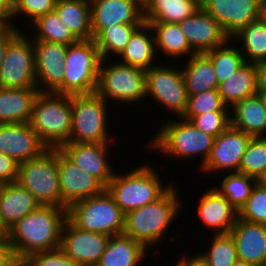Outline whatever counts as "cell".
<instances>
[{"instance_id":"816d5d0a","label":"cell","mask_w":266,"mask_h":266,"mask_svg":"<svg viewBox=\"0 0 266 266\" xmlns=\"http://www.w3.org/2000/svg\"><path fill=\"white\" fill-rule=\"evenodd\" d=\"M17 0H0V15L6 20L13 14Z\"/></svg>"},{"instance_id":"60d3db41","label":"cell","mask_w":266,"mask_h":266,"mask_svg":"<svg viewBox=\"0 0 266 266\" xmlns=\"http://www.w3.org/2000/svg\"><path fill=\"white\" fill-rule=\"evenodd\" d=\"M215 111H230L218 93V89H211L203 93L188 96V105L183 118L190 120L192 117Z\"/></svg>"},{"instance_id":"e0dca14e","label":"cell","mask_w":266,"mask_h":266,"mask_svg":"<svg viewBox=\"0 0 266 266\" xmlns=\"http://www.w3.org/2000/svg\"><path fill=\"white\" fill-rule=\"evenodd\" d=\"M48 149L30 123L0 124V152L18 164L41 156Z\"/></svg>"},{"instance_id":"836d02e7","label":"cell","mask_w":266,"mask_h":266,"mask_svg":"<svg viewBox=\"0 0 266 266\" xmlns=\"http://www.w3.org/2000/svg\"><path fill=\"white\" fill-rule=\"evenodd\" d=\"M144 21L179 23L199 8L192 0H146Z\"/></svg>"},{"instance_id":"3957f363","label":"cell","mask_w":266,"mask_h":266,"mask_svg":"<svg viewBox=\"0 0 266 266\" xmlns=\"http://www.w3.org/2000/svg\"><path fill=\"white\" fill-rule=\"evenodd\" d=\"M175 118H166L148 142L150 147L147 145V149L152 148V151H159L164 157L178 158L184 162L202 155L199 164L202 167L210 155L215 137L196 128L183 117Z\"/></svg>"},{"instance_id":"f6af8a7d","label":"cell","mask_w":266,"mask_h":266,"mask_svg":"<svg viewBox=\"0 0 266 266\" xmlns=\"http://www.w3.org/2000/svg\"><path fill=\"white\" fill-rule=\"evenodd\" d=\"M25 259L29 266H79L60 248L31 254Z\"/></svg>"},{"instance_id":"d6986e66","label":"cell","mask_w":266,"mask_h":266,"mask_svg":"<svg viewBox=\"0 0 266 266\" xmlns=\"http://www.w3.org/2000/svg\"><path fill=\"white\" fill-rule=\"evenodd\" d=\"M203 9L231 39L251 21L261 17L260 0H209Z\"/></svg>"},{"instance_id":"ac0fdd59","label":"cell","mask_w":266,"mask_h":266,"mask_svg":"<svg viewBox=\"0 0 266 266\" xmlns=\"http://www.w3.org/2000/svg\"><path fill=\"white\" fill-rule=\"evenodd\" d=\"M109 144L68 142L60 150L79 168L88 172L106 187L116 171L110 162Z\"/></svg>"},{"instance_id":"484cf974","label":"cell","mask_w":266,"mask_h":266,"mask_svg":"<svg viewBox=\"0 0 266 266\" xmlns=\"http://www.w3.org/2000/svg\"><path fill=\"white\" fill-rule=\"evenodd\" d=\"M39 92L37 87H0V124L29 123Z\"/></svg>"},{"instance_id":"f35d334b","label":"cell","mask_w":266,"mask_h":266,"mask_svg":"<svg viewBox=\"0 0 266 266\" xmlns=\"http://www.w3.org/2000/svg\"><path fill=\"white\" fill-rule=\"evenodd\" d=\"M208 251L200 252L209 266H232L238 260L237 250L232 236L213 234Z\"/></svg>"},{"instance_id":"52a82bcc","label":"cell","mask_w":266,"mask_h":266,"mask_svg":"<svg viewBox=\"0 0 266 266\" xmlns=\"http://www.w3.org/2000/svg\"><path fill=\"white\" fill-rule=\"evenodd\" d=\"M67 218L82 230L109 237L123 234L124 231L125 213L106 189L71 204L67 209Z\"/></svg>"},{"instance_id":"74e56055","label":"cell","mask_w":266,"mask_h":266,"mask_svg":"<svg viewBox=\"0 0 266 266\" xmlns=\"http://www.w3.org/2000/svg\"><path fill=\"white\" fill-rule=\"evenodd\" d=\"M140 26L117 24L105 28L94 39L102 59H117V56L125 49L133 32Z\"/></svg>"},{"instance_id":"cb8c5ba5","label":"cell","mask_w":266,"mask_h":266,"mask_svg":"<svg viewBox=\"0 0 266 266\" xmlns=\"http://www.w3.org/2000/svg\"><path fill=\"white\" fill-rule=\"evenodd\" d=\"M39 206L35 197L17 181L0 184L1 235Z\"/></svg>"},{"instance_id":"db71d44e","label":"cell","mask_w":266,"mask_h":266,"mask_svg":"<svg viewBox=\"0 0 266 266\" xmlns=\"http://www.w3.org/2000/svg\"><path fill=\"white\" fill-rule=\"evenodd\" d=\"M256 182L259 186L266 188V167L263 172L257 177Z\"/></svg>"},{"instance_id":"b9f144b4","label":"cell","mask_w":266,"mask_h":266,"mask_svg":"<svg viewBox=\"0 0 266 266\" xmlns=\"http://www.w3.org/2000/svg\"><path fill=\"white\" fill-rule=\"evenodd\" d=\"M56 1L57 0H17L13 14L6 21L11 23L18 30H22L19 27L18 21V24L15 25L16 20L25 18V23L28 21L27 23L31 24L40 16L53 11Z\"/></svg>"},{"instance_id":"7dc6e473","label":"cell","mask_w":266,"mask_h":266,"mask_svg":"<svg viewBox=\"0 0 266 266\" xmlns=\"http://www.w3.org/2000/svg\"><path fill=\"white\" fill-rule=\"evenodd\" d=\"M11 23L6 22L0 28V68L4 59L5 51L9 41L19 32Z\"/></svg>"},{"instance_id":"9a60e30c","label":"cell","mask_w":266,"mask_h":266,"mask_svg":"<svg viewBox=\"0 0 266 266\" xmlns=\"http://www.w3.org/2000/svg\"><path fill=\"white\" fill-rule=\"evenodd\" d=\"M109 239L105 234L82 230L67 218L62 228L60 249L79 266H97Z\"/></svg>"},{"instance_id":"ee69618b","label":"cell","mask_w":266,"mask_h":266,"mask_svg":"<svg viewBox=\"0 0 266 266\" xmlns=\"http://www.w3.org/2000/svg\"><path fill=\"white\" fill-rule=\"evenodd\" d=\"M201 131L217 137L231 125L230 111H209L189 120Z\"/></svg>"},{"instance_id":"bcb514c9","label":"cell","mask_w":266,"mask_h":266,"mask_svg":"<svg viewBox=\"0 0 266 266\" xmlns=\"http://www.w3.org/2000/svg\"><path fill=\"white\" fill-rule=\"evenodd\" d=\"M19 164L0 152V184L17 181Z\"/></svg>"},{"instance_id":"f5cc1de1","label":"cell","mask_w":266,"mask_h":266,"mask_svg":"<svg viewBox=\"0 0 266 266\" xmlns=\"http://www.w3.org/2000/svg\"><path fill=\"white\" fill-rule=\"evenodd\" d=\"M8 266H29L25 258H16Z\"/></svg>"},{"instance_id":"7a4b0ae2","label":"cell","mask_w":266,"mask_h":266,"mask_svg":"<svg viewBox=\"0 0 266 266\" xmlns=\"http://www.w3.org/2000/svg\"><path fill=\"white\" fill-rule=\"evenodd\" d=\"M176 187L174 182L156 201L127 212L123 234L139 241L148 250L156 249V245L163 241L162 238L182 213L183 203L177 190L179 188Z\"/></svg>"},{"instance_id":"11a10c76","label":"cell","mask_w":266,"mask_h":266,"mask_svg":"<svg viewBox=\"0 0 266 266\" xmlns=\"http://www.w3.org/2000/svg\"><path fill=\"white\" fill-rule=\"evenodd\" d=\"M199 8H203L209 0H192Z\"/></svg>"},{"instance_id":"681fc988","label":"cell","mask_w":266,"mask_h":266,"mask_svg":"<svg viewBox=\"0 0 266 266\" xmlns=\"http://www.w3.org/2000/svg\"><path fill=\"white\" fill-rule=\"evenodd\" d=\"M256 90L266 92V62L256 64Z\"/></svg>"},{"instance_id":"8fae6325","label":"cell","mask_w":266,"mask_h":266,"mask_svg":"<svg viewBox=\"0 0 266 266\" xmlns=\"http://www.w3.org/2000/svg\"><path fill=\"white\" fill-rule=\"evenodd\" d=\"M165 64L161 62L146 70V99H154L173 116L182 117L188 105L183 73L179 64Z\"/></svg>"},{"instance_id":"2e32d148","label":"cell","mask_w":266,"mask_h":266,"mask_svg":"<svg viewBox=\"0 0 266 266\" xmlns=\"http://www.w3.org/2000/svg\"><path fill=\"white\" fill-rule=\"evenodd\" d=\"M90 4L93 39L113 25H142L145 22L141 0H90Z\"/></svg>"},{"instance_id":"30bf717a","label":"cell","mask_w":266,"mask_h":266,"mask_svg":"<svg viewBox=\"0 0 266 266\" xmlns=\"http://www.w3.org/2000/svg\"><path fill=\"white\" fill-rule=\"evenodd\" d=\"M108 107V108H107ZM109 103L96 92L72 95V128L68 142L111 143Z\"/></svg>"},{"instance_id":"f1b7e54d","label":"cell","mask_w":266,"mask_h":266,"mask_svg":"<svg viewBox=\"0 0 266 266\" xmlns=\"http://www.w3.org/2000/svg\"><path fill=\"white\" fill-rule=\"evenodd\" d=\"M149 250L139 241L120 234L110 237L97 266H140Z\"/></svg>"},{"instance_id":"ffe728a7","label":"cell","mask_w":266,"mask_h":266,"mask_svg":"<svg viewBox=\"0 0 266 266\" xmlns=\"http://www.w3.org/2000/svg\"><path fill=\"white\" fill-rule=\"evenodd\" d=\"M59 181L62 201L69 207L76 201L100 194L105 187L79 168L59 149Z\"/></svg>"},{"instance_id":"6125c7cd","label":"cell","mask_w":266,"mask_h":266,"mask_svg":"<svg viewBox=\"0 0 266 266\" xmlns=\"http://www.w3.org/2000/svg\"><path fill=\"white\" fill-rule=\"evenodd\" d=\"M0 235H1V219H0Z\"/></svg>"},{"instance_id":"8992f818","label":"cell","mask_w":266,"mask_h":266,"mask_svg":"<svg viewBox=\"0 0 266 266\" xmlns=\"http://www.w3.org/2000/svg\"><path fill=\"white\" fill-rule=\"evenodd\" d=\"M109 61V62H108ZM102 59L96 93L106 102L131 107L146 100V70L119 62ZM115 101V102H114Z\"/></svg>"},{"instance_id":"277c9868","label":"cell","mask_w":266,"mask_h":266,"mask_svg":"<svg viewBox=\"0 0 266 266\" xmlns=\"http://www.w3.org/2000/svg\"><path fill=\"white\" fill-rule=\"evenodd\" d=\"M29 123L49 149H60L71 135L72 95L39 92Z\"/></svg>"},{"instance_id":"d4e9b609","label":"cell","mask_w":266,"mask_h":266,"mask_svg":"<svg viewBox=\"0 0 266 266\" xmlns=\"http://www.w3.org/2000/svg\"><path fill=\"white\" fill-rule=\"evenodd\" d=\"M157 56L160 57L157 55L153 30L144 22L133 32L125 49L117 58L121 63L147 70L159 64Z\"/></svg>"},{"instance_id":"603a6c76","label":"cell","mask_w":266,"mask_h":266,"mask_svg":"<svg viewBox=\"0 0 266 266\" xmlns=\"http://www.w3.org/2000/svg\"><path fill=\"white\" fill-rule=\"evenodd\" d=\"M229 234L234 240L239 260L254 266L266 265V224L237 218Z\"/></svg>"},{"instance_id":"9c48e42d","label":"cell","mask_w":266,"mask_h":266,"mask_svg":"<svg viewBox=\"0 0 266 266\" xmlns=\"http://www.w3.org/2000/svg\"><path fill=\"white\" fill-rule=\"evenodd\" d=\"M101 54L94 39L68 45L64 66V95L96 92Z\"/></svg>"},{"instance_id":"8d00e7d4","label":"cell","mask_w":266,"mask_h":266,"mask_svg":"<svg viewBox=\"0 0 266 266\" xmlns=\"http://www.w3.org/2000/svg\"><path fill=\"white\" fill-rule=\"evenodd\" d=\"M226 174L219 183L220 188L219 186H214V189L223 195L239 212L250 197L252 189L257 184L256 178L239 172H226Z\"/></svg>"},{"instance_id":"9f6ffc18","label":"cell","mask_w":266,"mask_h":266,"mask_svg":"<svg viewBox=\"0 0 266 266\" xmlns=\"http://www.w3.org/2000/svg\"><path fill=\"white\" fill-rule=\"evenodd\" d=\"M232 266H254V265L238 259L237 261H235V263Z\"/></svg>"},{"instance_id":"4fadbf2b","label":"cell","mask_w":266,"mask_h":266,"mask_svg":"<svg viewBox=\"0 0 266 266\" xmlns=\"http://www.w3.org/2000/svg\"><path fill=\"white\" fill-rule=\"evenodd\" d=\"M36 87L40 92L64 95V66L68 45L33 40Z\"/></svg>"},{"instance_id":"91938a15","label":"cell","mask_w":266,"mask_h":266,"mask_svg":"<svg viewBox=\"0 0 266 266\" xmlns=\"http://www.w3.org/2000/svg\"><path fill=\"white\" fill-rule=\"evenodd\" d=\"M6 19L0 15V28L6 23Z\"/></svg>"},{"instance_id":"e575fe53","label":"cell","mask_w":266,"mask_h":266,"mask_svg":"<svg viewBox=\"0 0 266 266\" xmlns=\"http://www.w3.org/2000/svg\"><path fill=\"white\" fill-rule=\"evenodd\" d=\"M29 26H31V29L35 28L34 32L30 31L32 35L29 34L32 40L63 43L66 45L78 41L69 28L61 21L55 10L40 16Z\"/></svg>"},{"instance_id":"5bb4252c","label":"cell","mask_w":266,"mask_h":266,"mask_svg":"<svg viewBox=\"0 0 266 266\" xmlns=\"http://www.w3.org/2000/svg\"><path fill=\"white\" fill-rule=\"evenodd\" d=\"M251 138V135L230 125L214 138L210 155L204 165L198 167L200 168L198 172L207 175L226 173V171L238 172L242 156Z\"/></svg>"},{"instance_id":"7402d4cb","label":"cell","mask_w":266,"mask_h":266,"mask_svg":"<svg viewBox=\"0 0 266 266\" xmlns=\"http://www.w3.org/2000/svg\"><path fill=\"white\" fill-rule=\"evenodd\" d=\"M196 206L197 216L213 234H227L238 218L237 210L214 187L207 189Z\"/></svg>"},{"instance_id":"7c38bea8","label":"cell","mask_w":266,"mask_h":266,"mask_svg":"<svg viewBox=\"0 0 266 266\" xmlns=\"http://www.w3.org/2000/svg\"><path fill=\"white\" fill-rule=\"evenodd\" d=\"M0 87H36L33 40L22 30L7 44L0 68Z\"/></svg>"},{"instance_id":"5b68a950","label":"cell","mask_w":266,"mask_h":266,"mask_svg":"<svg viewBox=\"0 0 266 266\" xmlns=\"http://www.w3.org/2000/svg\"><path fill=\"white\" fill-rule=\"evenodd\" d=\"M134 168L121 174L116 171L105 187L125 214L156 201L174 183L170 181L165 186L157 170L151 164Z\"/></svg>"},{"instance_id":"94428289","label":"cell","mask_w":266,"mask_h":266,"mask_svg":"<svg viewBox=\"0 0 266 266\" xmlns=\"http://www.w3.org/2000/svg\"><path fill=\"white\" fill-rule=\"evenodd\" d=\"M261 4L266 3V0H260Z\"/></svg>"},{"instance_id":"7bdbcfd3","label":"cell","mask_w":266,"mask_h":266,"mask_svg":"<svg viewBox=\"0 0 266 266\" xmlns=\"http://www.w3.org/2000/svg\"><path fill=\"white\" fill-rule=\"evenodd\" d=\"M238 218L250 223L266 224V188L256 184L238 212Z\"/></svg>"},{"instance_id":"6da1fadb","label":"cell","mask_w":266,"mask_h":266,"mask_svg":"<svg viewBox=\"0 0 266 266\" xmlns=\"http://www.w3.org/2000/svg\"><path fill=\"white\" fill-rule=\"evenodd\" d=\"M67 209L60 206L40 205L21 218L7 237L17 258L60 248L61 233Z\"/></svg>"},{"instance_id":"d6a6232c","label":"cell","mask_w":266,"mask_h":266,"mask_svg":"<svg viewBox=\"0 0 266 266\" xmlns=\"http://www.w3.org/2000/svg\"><path fill=\"white\" fill-rule=\"evenodd\" d=\"M231 40L239 43V50L247 63L266 62V23L260 17L251 21L235 34Z\"/></svg>"},{"instance_id":"680465c9","label":"cell","mask_w":266,"mask_h":266,"mask_svg":"<svg viewBox=\"0 0 266 266\" xmlns=\"http://www.w3.org/2000/svg\"><path fill=\"white\" fill-rule=\"evenodd\" d=\"M257 94H259V96L262 100L263 106L266 109V92H257Z\"/></svg>"},{"instance_id":"f907efd6","label":"cell","mask_w":266,"mask_h":266,"mask_svg":"<svg viewBox=\"0 0 266 266\" xmlns=\"http://www.w3.org/2000/svg\"><path fill=\"white\" fill-rule=\"evenodd\" d=\"M178 263L181 266H209L203 256L196 253L192 256H182L181 259L179 258Z\"/></svg>"},{"instance_id":"f546056e","label":"cell","mask_w":266,"mask_h":266,"mask_svg":"<svg viewBox=\"0 0 266 266\" xmlns=\"http://www.w3.org/2000/svg\"><path fill=\"white\" fill-rule=\"evenodd\" d=\"M54 10L78 40L93 39L90 0H57Z\"/></svg>"},{"instance_id":"4dcf8cb0","label":"cell","mask_w":266,"mask_h":266,"mask_svg":"<svg viewBox=\"0 0 266 266\" xmlns=\"http://www.w3.org/2000/svg\"><path fill=\"white\" fill-rule=\"evenodd\" d=\"M186 61L181 70L188 96L218 89L214 67L204 53H196Z\"/></svg>"},{"instance_id":"ba28073f","label":"cell","mask_w":266,"mask_h":266,"mask_svg":"<svg viewBox=\"0 0 266 266\" xmlns=\"http://www.w3.org/2000/svg\"><path fill=\"white\" fill-rule=\"evenodd\" d=\"M40 205L68 209L61 199L59 181V149H48L41 156L19 164L18 179Z\"/></svg>"},{"instance_id":"83f0119b","label":"cell","mask_w":266,"mask_h":266,"mask_svg":"<svg viewBox=\"0 0 266 266\" xmlns=\"http://www.w3.org/2000/svg\"><path fill=\"white\" fill-rule=\"evenodd\" d=\"M231 125L252 137L266 136V109L259 94L247 97L230 108Z\"/></svg>"},{"instance_id":"6f0895ef","label":"cell","mask_w":266,"mask_h":266,"mask_svg":"<svg viewBox=\"0 0 266 266\" xmlns=\"http://www.w3.org/2000/svg\"><path fill=\"white\" fill-rule=\"evenodd\" d=\"M261 18L265 21L266 23V3L261 4Z\"/></svg>"},{"instance_id":"44dd1931","label":"cell","mask_w":266,"mask_h":266,"mask_svg":"<svg viewBox=\"0 0 266 266\" xmlns=\"http://www.w3.org/2000/svg\"><path fill=\"white\" fill-rule=\"evenodd\" d=\"M181 31L196 53H205L223 46L230 38L224 33L219 23L203 8L179 22Z\"/></svg>"},{"instance_id":"1f68e13d","label":"cell","mask_w":266,"mask_h":266,"mask_svg":"<svg viewBox=\"0 0 266 266\" xmlns=\"http://www.w3.org/2000/svg\"><path fill=\"white\" fill-rule=\"evenodd\" d=\"M218 93L229 108L235 103L257 94L256 64L245 62L227 80L218 85Z\"/></svg>"},{"instance_id":"ab89813d","label":"cell","mask_w":266,"mask_h":266,"mask_svg":"<svg viewBox=\"0 0 266 266\" xmlns=\"http://www.w3.org/2000/svg\"><path fill=\"white\" fill-rule=\"evenodd\" d=\"M266 167V136L252 137L242 156L239 173L257 177Z\"/></svg>"},{"instance_id":"4316f807","label":"cell","mask_w":266,"mask_h":266,"mask_svg":"<svg viewBox=\"0 0 266 266\" xmlns=\"http://www.w3.org/2000/svg\"><path fill=\"white\" fill-rule=\"evenodd\" d=\"M145 23H148L153 30L157 55L162 53L161 55L167 57L166 61L169 57L171 60L174 59L173 62L179 61L180 58L186 60L196 54L181 31L179 23L159 21H145Z\"/></svg>"},{"instance_id":"c3c4849f","label":"cell","mask_w":266,"mask_h":266,"mask_svg":"<svg viewBox=\"0 0 266 266\" xmlns=\"http://www.w3.org/2000/svg\"><path fill=\"white\" fill-rule=\"evenodd\" d=\"M16 258L7 234L0 235V266H8Z\"/></svg>"},{"instance_id":"d590c367","label":"cell","mask_w":266,"mask_h":266,"mask_svg":"<svg viewBox=\"0 0 266 266\" xmlns=\"http://www.w3.org/2000/svg\"><path fill=\"white\" fill-rule=\"evenodd\" d=\"M237 47H239V44L236 45L235 42L229 39L223 46L204 53L212 62L218 85L227 80L246 62Z\"/></svg>"}]
</instances>
